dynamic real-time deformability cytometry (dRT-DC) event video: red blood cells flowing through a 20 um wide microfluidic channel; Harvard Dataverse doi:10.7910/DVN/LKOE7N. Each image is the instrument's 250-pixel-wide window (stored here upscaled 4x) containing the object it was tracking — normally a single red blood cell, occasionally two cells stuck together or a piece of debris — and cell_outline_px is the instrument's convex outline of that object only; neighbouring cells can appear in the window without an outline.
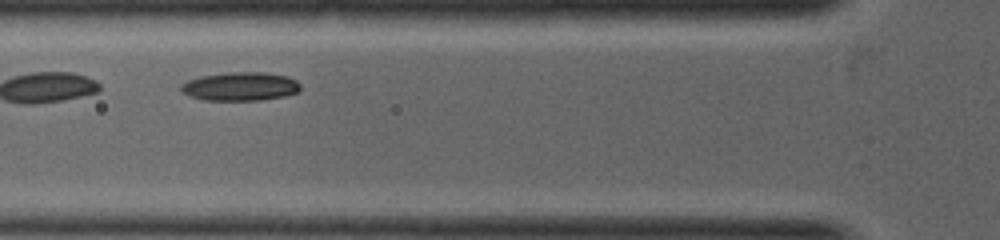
{"species": "common noctule bat (a hibernating species)", "species_latin": "Nyctalus noctula", "temperature_condition": "warm", "stored_images_in_passage": 27, "camera_frame_rate_fps": 5000, "um_per_image_px": 0.085, "animal": {"sex": "female", "body_mass_g": 19.0, "forearm_length_mm": 53.3}, "frame": {"image": 1, "passage_image": 4, "time_ms": 0.6, "image_size_px": [1000, 240], "cell_outline_px": [[300, 88], [296, 92], [284, 96], [260, 100], [204, 100], [188, 96], [180, 92], [180, 84], [188, 80], [200, 76], [228, 72], [264, 72], [288, 76], [296, 80], [300, 84]], "centroid_in_image_um": [20.38, 7.34], "position_along_channel_um": 105.4, "area_um2": 20.06}}
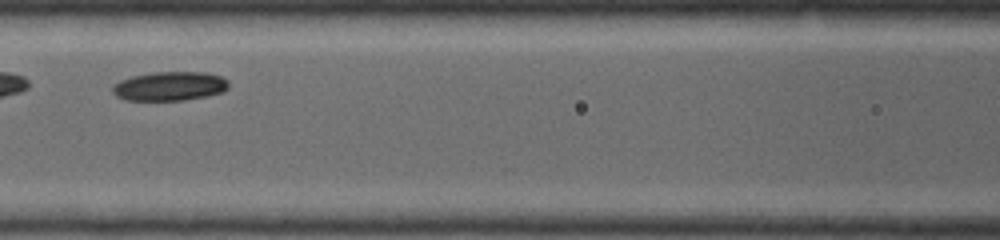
{"frame": {"image": 2, "passage_image": 8, "time_ms": 1.2, "image_size_px": [1000, 240], "cell_outline_px": [[228, 88], [224, 92], [208, 96], [184, 100], [124, 100], [116, 96], [112, 92], [112, 84], [120, 80], [132, 76], [152, 72], [208, 72], [220, 76], [228, 80]], "centroid_in_image_um": [14.42, 7.32], "position_along_channel_um": 152.2, "area_um2": 19.94}}
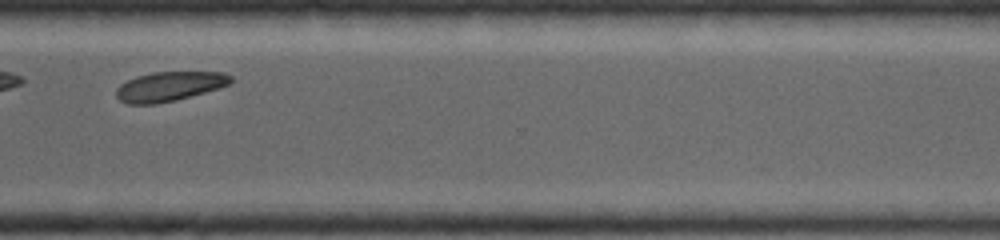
{"frame": {"image": 3, "passage_image": 23, "time_ms": 3.8, "image_size_px": [1000, 240], "cell_outline_px": [[232, 80], [228, 84], [204, 92], [176, 100], [156, 104], [128, 104], [120, 100], [116, 96], [116, 88], [120, 84], [136, 76], [152, 72], [224, 72], [232, 76]], "centroid_in_image_um": [14.36, 7.34], "position_along_channel_um": 356.2, "area_um2": 19.54}}